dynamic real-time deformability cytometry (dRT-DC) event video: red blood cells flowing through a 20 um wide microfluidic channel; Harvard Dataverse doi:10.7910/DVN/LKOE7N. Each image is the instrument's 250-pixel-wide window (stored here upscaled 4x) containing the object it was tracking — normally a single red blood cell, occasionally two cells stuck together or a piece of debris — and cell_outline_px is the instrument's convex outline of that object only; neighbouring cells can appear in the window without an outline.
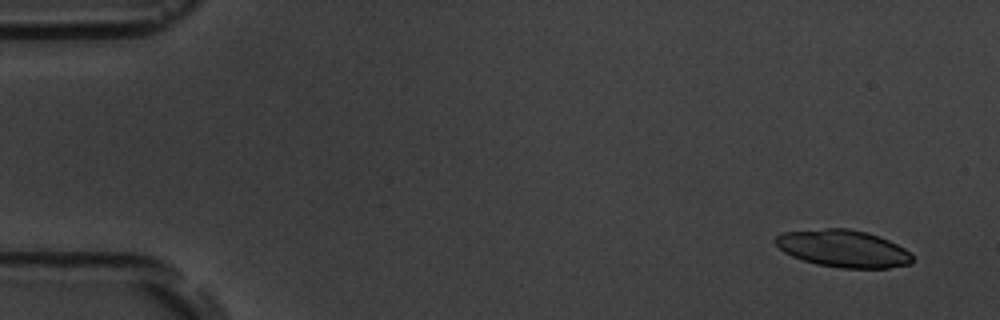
{"species": "common noctule bat (a hibernating species)", "species_latin": "Nyctalus noctula", "temperature_condition": "room temperature", "stored_images_in_passage": 10, "camera_frame_rate_fps": 3000, "um_per_image_px": 0.085, "animal": {"sex": "male", "body_mass_g": 19.5, "forearm_length_mm": 54.6}, "frame": {"image": 1, "passage_image": 1, "time_ms": 0.0, "image_size_px": [1000, 320], "cell_outline_px": [[912, 264], [888, 268], [840, 268], [816, 264], [792, 256], [784, 252], [772, 240], [776, 236], [784, 232], [824, 228], [848, 228], [868, 232], [880, 236], [912, 252]], "centroid_in_image_um": [71.69, 21.12], "position_along_channel_um": 13.3, "area_um2": 29.94}}